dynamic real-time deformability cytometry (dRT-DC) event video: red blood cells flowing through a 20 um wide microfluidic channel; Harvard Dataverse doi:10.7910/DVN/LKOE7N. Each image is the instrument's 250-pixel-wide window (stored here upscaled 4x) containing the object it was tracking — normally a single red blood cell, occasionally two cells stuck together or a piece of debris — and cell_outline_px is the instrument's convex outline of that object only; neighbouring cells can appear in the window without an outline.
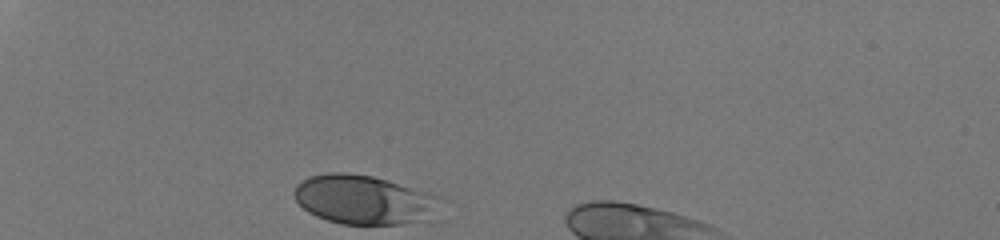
{"species": "human", "species_latin": "Homo sapiens", "temperature_condition": "room temperature", "stored_images_in_passage": 29, "camera_frame_rate_fps": 3000, "um_per_image_px": 0.085, "donor": {"sex": "male"}, "frame": {"image": 1, "passage_image": 1, "time_ms": 0.0, "image_size_px": [1000, 240], "cell_outline_px": [[432, 196], [424, 208], [412, 220], [400, 224], [340, 224], [316, 216], [308, 212], [296, 200], [296, 188], [304, 180], [312, 176], [328, 172], [348, 172], [372, 176]], "centroid_in_image_um": [30.54, 16.94], "position_along_channel_um": 54.5, "area_um2": 38.26}}
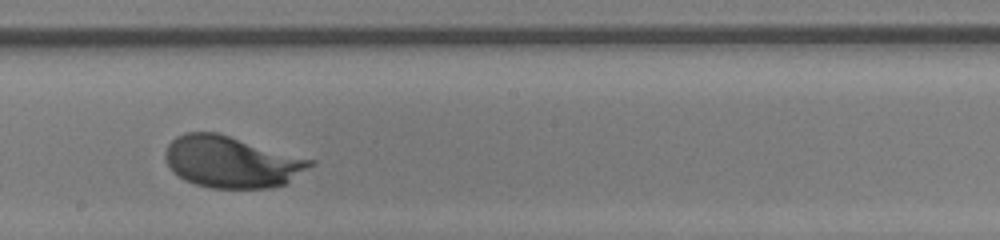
{"frame": {"image": 2, "passage_image": 17, "time_ms": 5.333, "image_size_px": [1000, 240], "cell_outline_px": [[316, 164], [288, 184], [272, 188], [208, 188], [184, 180], [168, 164], [164, 156], [164, 152], [168, 144], [176, 136], [184, 132], [220, 132], [316, 160]], "centroid_in_image_um": [19.76, 13.75], "position_along_channel_um": 228.4, "area_um2": 44.33}}
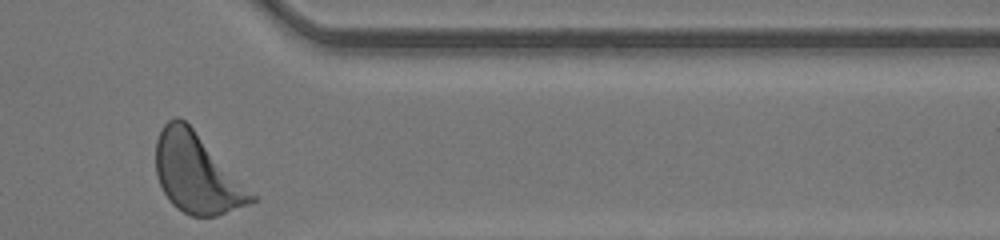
{"frame": {"image": 3, "passage_image": 29, "time_ms": 9.333, "image_size_px": [1000, 240], "cell_outline_px": [[256, 200], [248, 204], [216, 216], [192, 216], [176, 208], [168, 200], [156, 176], [156, 140], [164, 124], [168, 120], [176, 116], [180, 116], [192, 128], [256, 196]], "centroid_in_image_um": [16.68, 14.75], "position_along_channel_um": 394.7, "area_um2": 43.47}, "authors_computed_cell_mechanics": {"area_um2": 41.616, "velocity_mm_per_s": 4.1937, "shape_relaxation_time_tau1_ms": 1.3972, "shape_relaxation_time_tau2_ms": null, "deformation_change_tau1": 0.1004, "deformation_change_tau2": null}}